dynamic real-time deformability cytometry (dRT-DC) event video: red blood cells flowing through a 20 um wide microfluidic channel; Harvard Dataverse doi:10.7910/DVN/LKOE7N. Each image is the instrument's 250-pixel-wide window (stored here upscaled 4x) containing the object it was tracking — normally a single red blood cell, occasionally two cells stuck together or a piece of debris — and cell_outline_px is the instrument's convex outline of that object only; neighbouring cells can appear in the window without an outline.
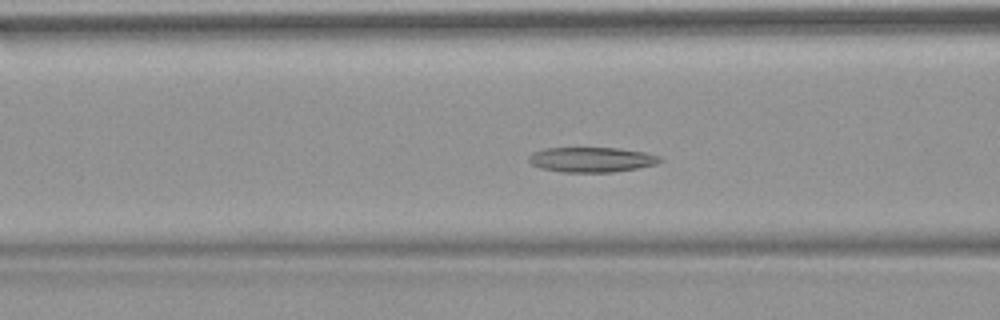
{"species": "common noctule bat (a hibernating species)", "species_latin": "Nyctalus noctula", "temperature_condition": "warm", "stored_images_in_passage": 43, "camera_frame_rate_fps": 3000, "um_per_image_px": 0.085, "animal": {"sex": "female", "body_mass_g": 18.4}, "frame": {"image": 1, "passage_image": 11, "time_ms": 3.333, "image_size_px": [1000, 320], "cell_outline_px": [[664, 160], [656, 164], [636, 168], [612, 172], [560, 172], [540, 168], [532, 164], [528, 160], [528, 156], [532, 152], [544, 148], [616, 148], [644, 152], [660, 156]], "centroid_in_image_um": [50.26, 13.57], "position_along_channel_um": 116.3, "area_um2": 19.13}}
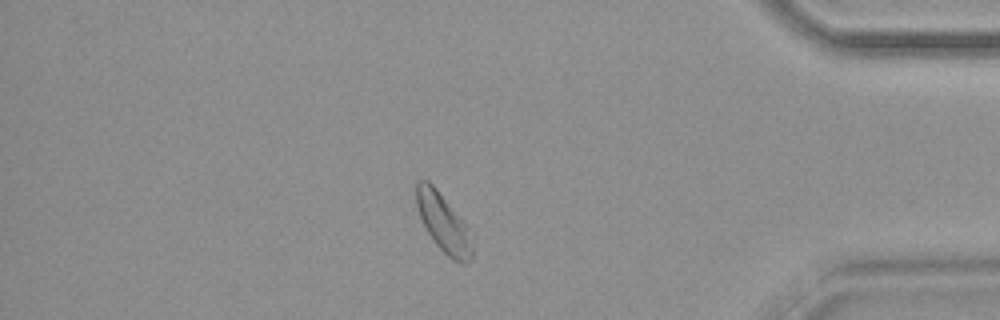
{"frame": {"image": 2, "passage_image": 36, "time_ms": 11.667, "image_size_px": [1000, 320], "cell_outline_px": [[472, 260], [468, 264], [460, 264], [452, 260], [436, 244], [428, 232], [416, 208], [416, 180], [428, 180], [436, 188], [464, 220], [468, 228], [472, 248]], "centroid_in_image_um": [37.7, 18.96], "position_along_channel_um": 397.5, "area_um2": 19.07}}
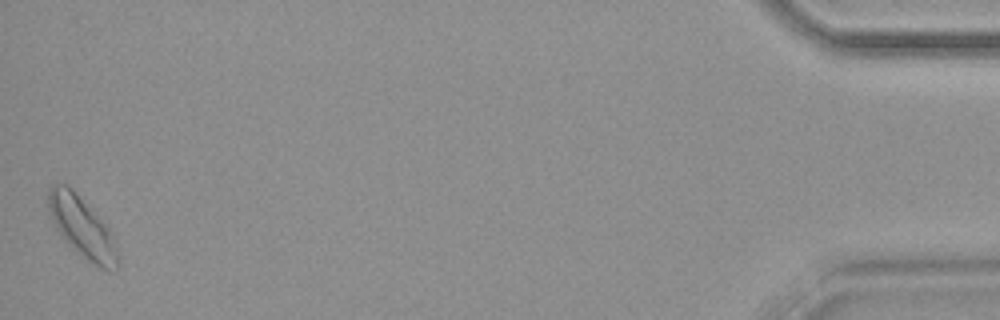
{"frame": {"image": 3, "passage_image": 43, "time_ms": 14.0, "image_size_px": [1000, 320], "cell_outline_px": [[120, 268], [100, 268], [80, 256], [60, 236], [48, 216], [48, 188], [52, 184], [64, 184], [112, 232], [116, 240], [120, 256]], "centroid_in_image_um": [6.97, 19.41], "position_along_channel_um": 428.2, "area_um2": 24.28}, "authors_computed_cell_mechanics": {"area_um2": 19.074, "velocity_mm_per_s": 3.7637, "shape_relaxation_time_tau1_ms": 3.8374, "shape_relaxation_time_tau2_ms": null, "deformation_change_tau1": 0.1023, "deformation_change_tau2": null}}